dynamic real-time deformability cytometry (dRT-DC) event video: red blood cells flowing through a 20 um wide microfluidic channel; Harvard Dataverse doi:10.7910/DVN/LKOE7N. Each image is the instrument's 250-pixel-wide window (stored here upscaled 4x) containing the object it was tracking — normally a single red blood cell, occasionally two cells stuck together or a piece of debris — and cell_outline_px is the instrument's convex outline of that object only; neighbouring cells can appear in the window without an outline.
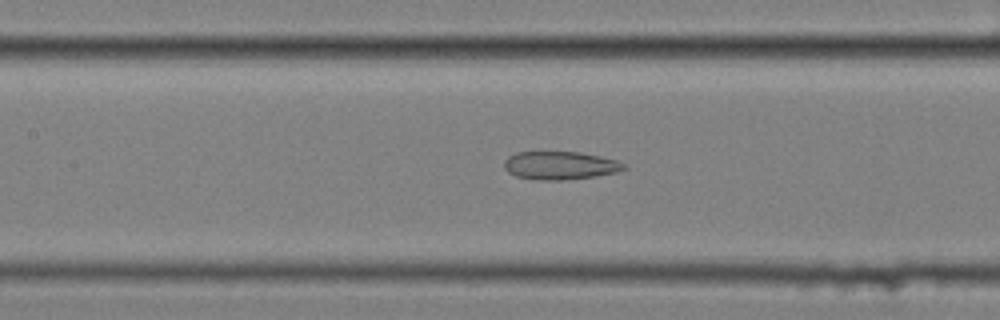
{"species": "common noctule bat (a hibernating species)", "species_latin": "Nyctalus noctula", "temperature_condition": "cold", "stored_images_in_passage": 56, "camera_frame_rate_fps": 3000, "um_per_image_px": 0.085, "animal": {"sex": "female", "body_mass_g": 25.1}, "frame": {"image": 1, "passage_image": 24, "time_ms": 7.667, "image_size_px": [1000, 320], "cell_outline_px": [[628, 168], [616, 172], [596, 176], [564, 180], [536, 180], [516, 176], [508, 172], [504, 168], [504, 160], [508, 156], [516, 152], [580, 152], [600, 156], [616, 160], [624, 164]], "centroid_in_image_um": [47.59, 14.06], "position_along_channel_um": 159.8, "area_um2": 19.71}}
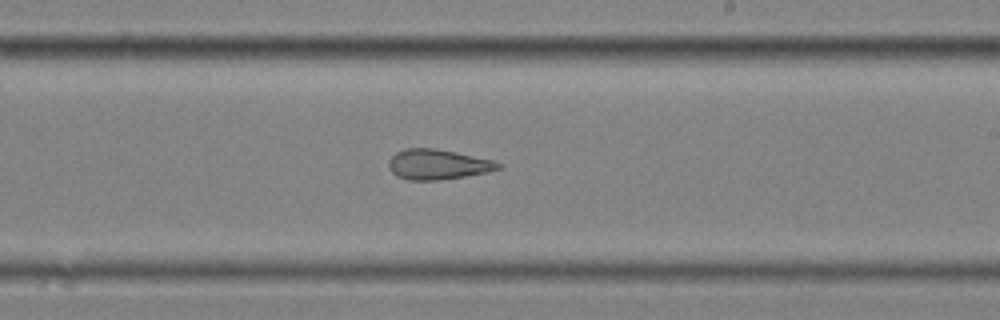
{"frame": {"image": 2, "passage_image": 32, "time_ms": 10.333, "image_size_px": [1000, 320], "cell_outline_px": [[504, 164], [500, 168], [488, 172], [464, 176], [436, 180], [408, 180], [396, 176], [388, 168], [388, 160], [396, 152], [404, 148], [432, 148], [496, 160]], "centroid_in_image_um": [37.2, 13.97], "position_along_channel_um": 251.8, "area_um2": 19.31}}
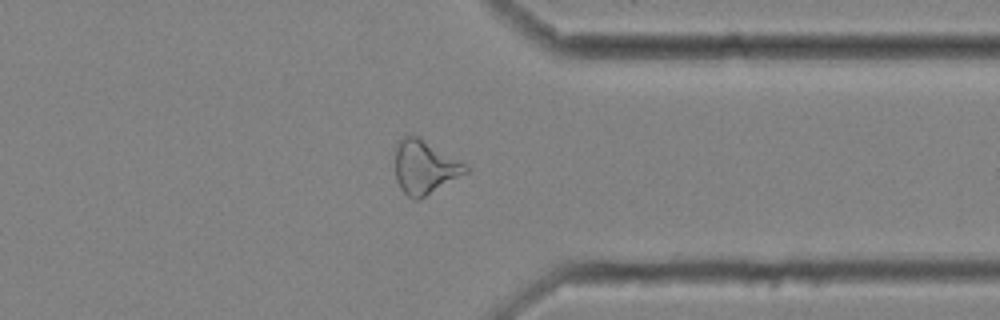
{"frame": {"image": 3, "passage_image": 43, "time_ms": 14.0, "image_size_px": [1000, 320], "cell_outline_px": [[468, 172], [420, 200], [416, 200], [408, 196], [400, 188], [396, 180], [396, 148], [400, 140], [404, 136], [420, 136], [464, 164], [468, 168]], "centroid_in_image_um": [36.09, 14.23], "position_along_channel_um": 375.3, "area_um2": 21.79}, "authors_computed_cell_mechanics": {"area_um2": 22.9177, "velocity_mm_per_s": 3.4598, "shape_relaxation_time_tau1_ms": null, "shape_relaxation_time_tau2_ms": 3.4899, "deformation_change_tau1": null, "deformation_change_tau2": 0.1361}}